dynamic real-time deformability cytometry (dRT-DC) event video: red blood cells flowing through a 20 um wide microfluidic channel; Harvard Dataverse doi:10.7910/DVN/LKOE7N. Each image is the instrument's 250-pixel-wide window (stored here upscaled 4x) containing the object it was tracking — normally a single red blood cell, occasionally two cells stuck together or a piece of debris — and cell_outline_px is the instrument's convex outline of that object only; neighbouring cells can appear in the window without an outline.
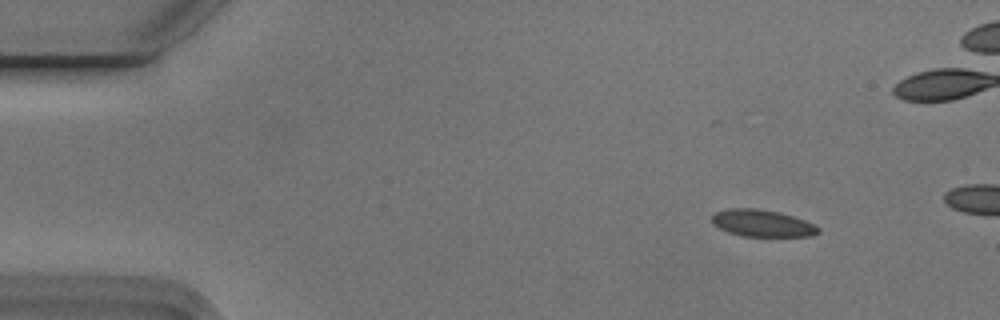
{"species": "Egyptian fruit bat (a non-hibernating species)", "species_latin": "Rousettus aegyptiacus", "temperature_condition": "cold", "stored_images_in_passage": 6, "camera_frame_rate_fps": 3000, "um_per_image_px": 0.085, "animal": {"sex": "male"}, "frame": {"image": 1, "passage_image": 2, "time_ms": 0.333, "image_size_px": [1000, 320], "cell_outline_px": [[820, 232], [812, 236], [740, 236], [728, 232], [712, 224], [712, 216], [716, 212], [728, 208], [756, 208], [780, 212], [816, 224], [820, 228]], "centroid_in_image_um": [64.8, 18.97], "position_along_channel_um": 20.2, "area_um2": 16.82}}